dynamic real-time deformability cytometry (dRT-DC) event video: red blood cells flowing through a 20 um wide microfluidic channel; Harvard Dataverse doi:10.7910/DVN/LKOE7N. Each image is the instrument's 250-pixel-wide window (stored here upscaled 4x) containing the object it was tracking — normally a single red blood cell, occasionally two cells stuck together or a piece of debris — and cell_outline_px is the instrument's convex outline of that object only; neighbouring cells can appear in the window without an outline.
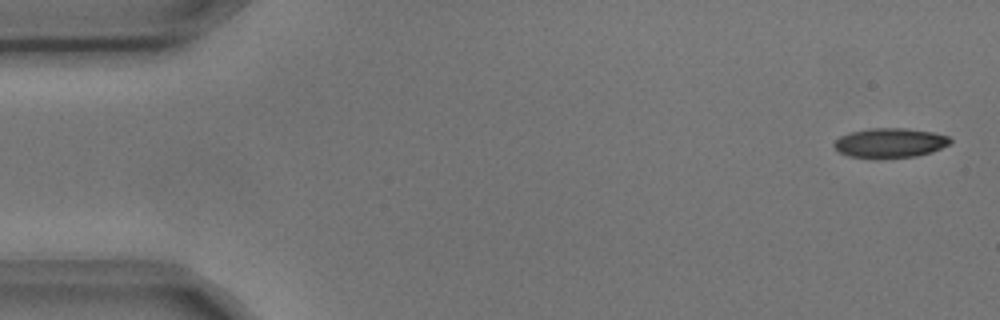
{"species": "common noctule bat (a hibernating species)", "species_latin": "Nyctalus noctula", "temperature_condition": "cold", "stored_images_in_passage": 7, "camera_frame_rate_fps": 3000, "um_per_image_px": 0.085, "animal": {"sex": "male", "body_mass_g": 17.9, "forearm_length_mm": 54.2}, "frame": {"image": 1, "passage_image": 1, "time_ms": 0.0, "image_size_px": [1000, 320], "cell_outline_px": [[952, 140], [948, 144], [932, 152], [916, 156], [848, 156], [840, 152], [832, 144], [840, 136], [848, 132], [868, 128], [904, 128], [932, 132], [948, 136]], "centroid_in_image_um": [75.64, 12.1], "position_along_channel_um": 9.4, "area_um2": 19.42}}